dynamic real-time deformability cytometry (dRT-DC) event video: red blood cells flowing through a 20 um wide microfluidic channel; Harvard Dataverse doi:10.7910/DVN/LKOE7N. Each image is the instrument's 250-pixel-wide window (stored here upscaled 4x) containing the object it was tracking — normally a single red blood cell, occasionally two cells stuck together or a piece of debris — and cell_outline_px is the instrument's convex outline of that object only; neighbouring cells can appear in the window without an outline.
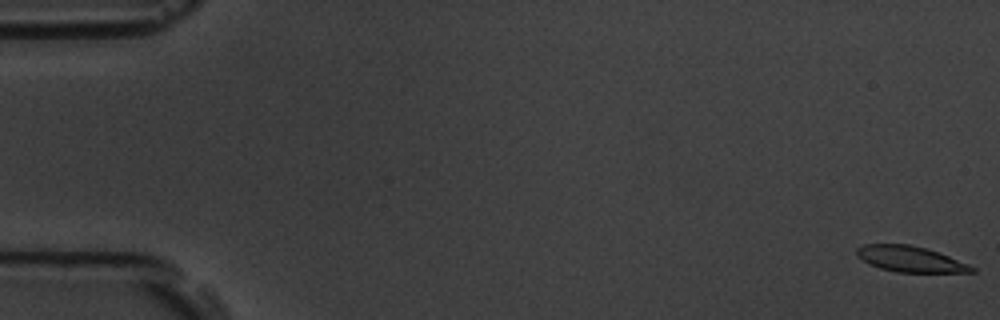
{"species": "common noctule bat (a hibernating species)", "species_latin": "Nyctalus noctula", "temperature_condition": "room temperature", "stored_images_in_passage": 5, "camera_frame_rate_fps": 3000, "um_per_image_px": 0.085, "animal": {"sex": "male", "body_mass_g": 19.5, "forearm_length_mm": 54.6}, "frame": {"image": 1, "passage_image": 1, "time_ms": 0.0, "image_size_px": [1000, 320], "cell_outline_px": [[976, 272], [896, 272], [880, 268], [856, 256], [856, 248], [864, 244], [908, 244], [924, 248], [948, 256], [968, 264], [976, 268]], "centroid_in_image_um": [77.36, 22.02], "position_along_channel_um": 7.6, "area_um2": 16.99}}
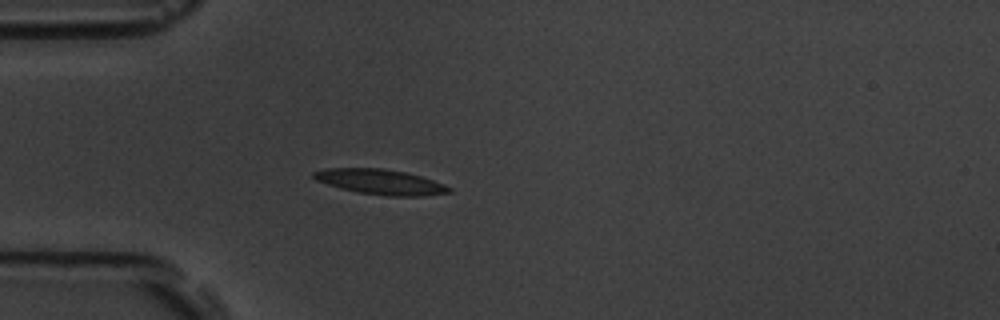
{"frame": {"image": 2, "passage_image": 5, "time_ms": 5.333, "image_size_px": [1000, 320], "cell_outline_px": [[452, 192], [424, 196], [388, 196], [356, 192], [340, 188], [316, 180], [312, 176], [312, 172], [328, 168], [384, 168], [404, 172], [420, 176], [444, 184], [452, 188]], "centroid_in_image_um": [32.34, 15.46], "position_along_channel_um": 52.7, "area_um2": 19.83}}